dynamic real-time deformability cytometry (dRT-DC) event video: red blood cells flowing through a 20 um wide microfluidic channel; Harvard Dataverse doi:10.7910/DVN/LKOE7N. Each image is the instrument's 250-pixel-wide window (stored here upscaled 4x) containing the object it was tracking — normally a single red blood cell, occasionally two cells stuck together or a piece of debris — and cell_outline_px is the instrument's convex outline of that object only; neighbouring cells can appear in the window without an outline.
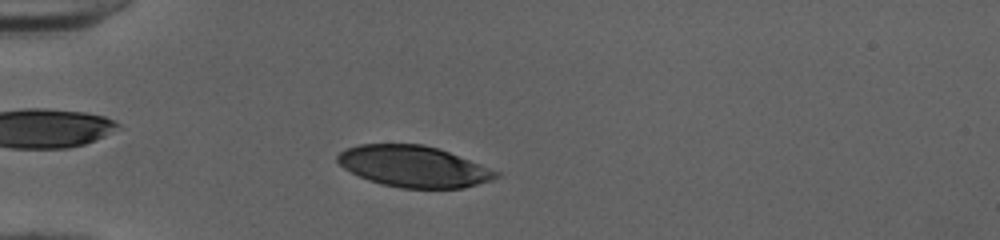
{"species": "human", "species_latin": "Homo sapiens", "temperature_condition": "cold", "stored_images_in_passage": 41, "camera_frame_rate_fps": 3000, "um_per_image_px": 0.085, "donor": {"sex": "female"}, "frame": {"image": 1, "passage_image": 9, "time_ms": 2.667, "image_size_px": [1000, 240], "cell_outline_px": [[500, 176], [492, 180], [464, 188], [400, 188], [380, 184], [368, 180], [344, 168], [336, 160], [336, 156], [344, 148], [360, 144], [424, 144], [448, 152], [480, 164], [500, 172]], "centroid_in_image_um": [35.14, 14.15], "position_along_channel_um": 49.9, "area_um2": 38.03}}
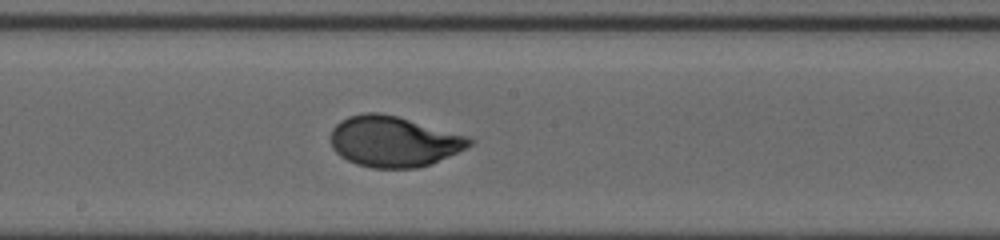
{"frame": {"image": 2, "passage_image": 23, "time_ms": 7.333, "image_size_px": [1000, 240], "cell_outline_px": [[476, 140], [468, 148], [432, 164], [416, 168], [372, 168], [356, 164], [340, 156], [332, 148], [332, 128], [340, 120], [348, 116], [364, 112], [380, 112], [396, 116], [468, 136]], "centroid_in_image_um": [33.48, 12.03], "position_along_channel_um": 214.7, "area_um2": 41.15}}
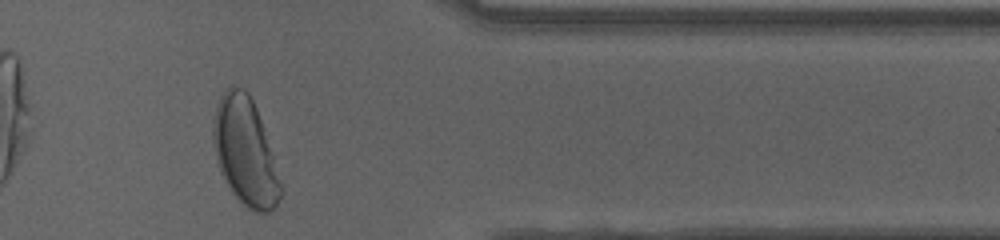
{"frame": {"image": 3, "passage_image": 37, "time_ms": 12.0, "image_size_px": [1000, 240], "cell_outline_px": [[284, 192], [276, 204], [268, 212], [256, 212], [248, 208], [232, 192], [216, 160], [212, 136], [212, 120], [220, 96], [232, 84], [244, 88], [248, 92], [256, 108], [272, 152]], "centroid_in_image_um": [20.84, 12.86], "position_along_channel_um": 390.6, "area_um2": 41.91}, "authors_computed_cell_mechanics": {"area_um2": 40.9224, "velocity_mm_per_s": 4.0164, "shape_relaxation_time_tau1_ms": 3.0371, "shape_relaxation_time_tau2_ms": null, "deformation_change_tau1": 0.1841, "deformation_change_tau2": null}}